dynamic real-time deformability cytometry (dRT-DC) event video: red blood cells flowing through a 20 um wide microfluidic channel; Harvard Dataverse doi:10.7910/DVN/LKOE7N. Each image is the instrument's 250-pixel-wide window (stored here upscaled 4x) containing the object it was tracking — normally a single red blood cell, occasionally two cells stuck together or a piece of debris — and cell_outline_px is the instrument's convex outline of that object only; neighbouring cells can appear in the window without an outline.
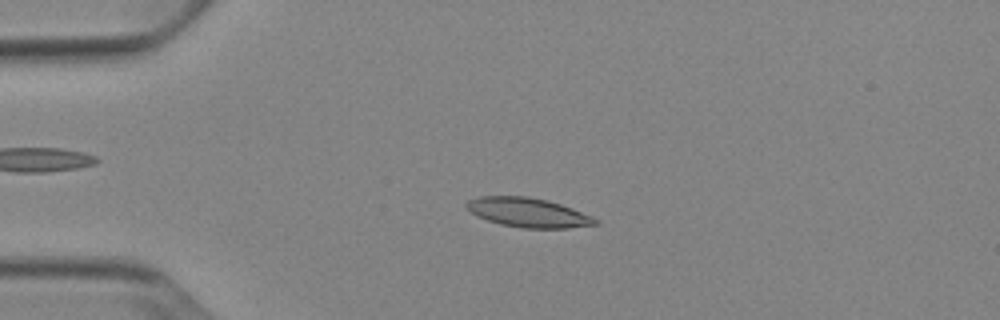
{"species": "Egyptian fruit bat (a non-hibernating species)", "species_latin": "Rousettus aegyptiacus", "temperature_condition": "cold", "stored_images_in_passage": 41, "camera_frame_rate_fps": 3000, "um_per_image_px": 0.085, "animal": {"sex": "female"}, "frame": {"image": 1, "passage_image": 1, "time_ms": 0.0, "image_size_px": [1000, 320], "cell_outline_px": [[600, 224], [568, 228], [524, 228], [500, 224], [476, 216], [464, 204], [468, 200], [480, 196], [528, 196], [548, 200], [572, 208], [592, 216], [600, 220]], "centroid_in_image_um": [44.92, 18.06], "position_along_channel_um": 40.1, "area_um2": 22.08}}
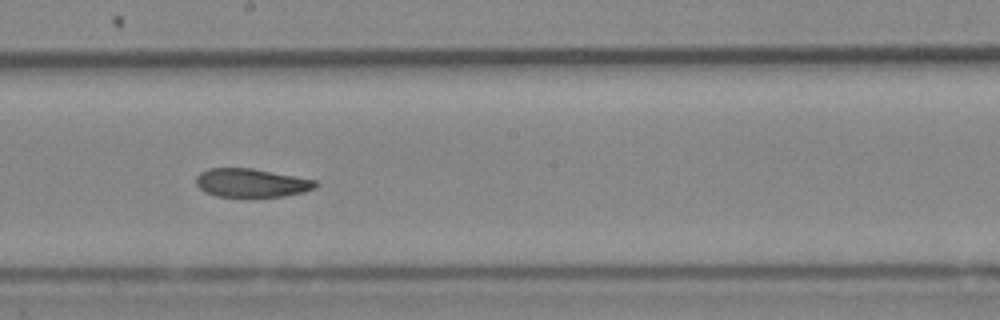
{"frame": {"image": 2, "passage_image": 18, "time_ms": 5.667, "image_size_px": [1000, 320], "cell_outline_px": [[320, 184], [316, 188], [304, 192], [284, 196], [216, 196], [204, 192], [196, 184], [196, 176], [200, 172], [208, 168], [252, 168], [316, 180]], "centroid_in_image_um": [21.38, 15.54], "position_along_channel_um": 226.8, "area_um2": 19.88}}
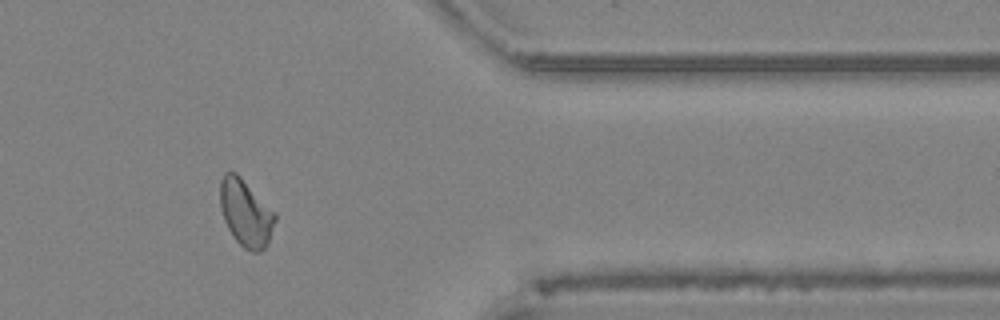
{"frame": {"image": 3, "passage_image": 32, "time_ms": 10.333, "image_size_px": [1000, 320], "cell_outline_px": [[276, 220], [268, 244], [260, 252], [252, 252], [244, 248], [232, 236], [224, 220], [220, 204], [220, 180], [224, 172], [236, 172], [276, 212]], "centroid_in_image_um": [20.9, 18.1], "position_along_channel_um": 390.5, "area_um2": 21.56}, "authors_computed_cell_mechanics": {"area_um2": 21.097, "velocity_mm_per_s": 3.8702, "shape_relaxation_time_tau1_ms": 5.2796, "shape_relaxation_time_tau2_ms": 3.9899, "deformation_change_tau1": 0.1568, "deformation_change_tau2": 0.1081}}